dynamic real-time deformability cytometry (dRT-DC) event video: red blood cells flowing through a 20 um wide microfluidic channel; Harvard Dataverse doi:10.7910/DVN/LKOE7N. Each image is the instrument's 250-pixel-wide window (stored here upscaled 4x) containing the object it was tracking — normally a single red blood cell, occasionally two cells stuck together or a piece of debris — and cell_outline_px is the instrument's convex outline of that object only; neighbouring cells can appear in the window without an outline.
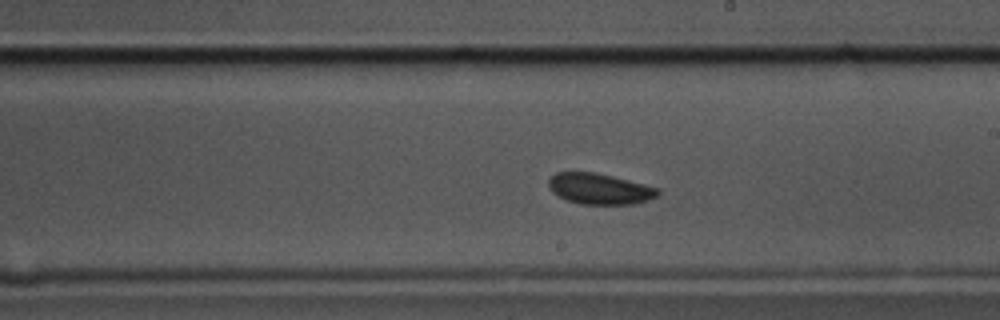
{"species": "common noctule bat (a hibernating species)", "species_latin": "Nyctalus noctula", "temperature_condition": "cold", "stored_images_in_passage": 53, "camera_frame_rate_fps": 3000, "um_per_image_px": 0.085, "animal": {"sex": "male", "body_mass_g": 17.5, "forearm_length_mm": 52.3}, "frame": {"image": 1, "passage_image": 28, "time_ms": 9.0, "image_size_px": [1000, 320], "cell_outline_px": [[660, 192], [656, 196], [648, 200], [636, 204], [580, 204], [568, 200], [552, 192], [548, 184], [548, 180], [556, 172], [592, 172], [612, 176], [660, 188]], "centroid_in_image_um": [50.98, 16.05], "position_along_channel_um": 238.0, "area_um2": 19.54}}
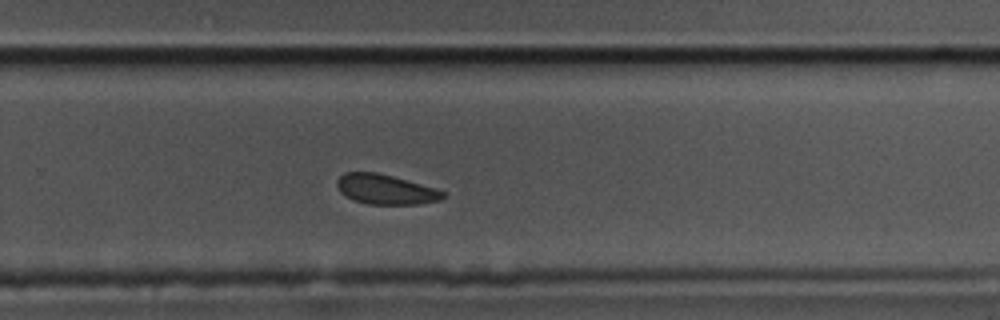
{"frame": {"image": 2, "passage_image": 33, "time_ms": 10.667, "image_size_px": [1000, 320], "cell_outline_px": [[448, 196], [440, 200], [420, 204], [368, 204], [352, 200], [344, 196], [340, 192], [336, 184], [336, 180], [344, 172], [376, 172], [392, 176], [436, 188], [448, 192]], "centroid_in_image_um": [32.79, 16.1], "position_along_channel_um": 297.0, "area_um2": 18.73}}
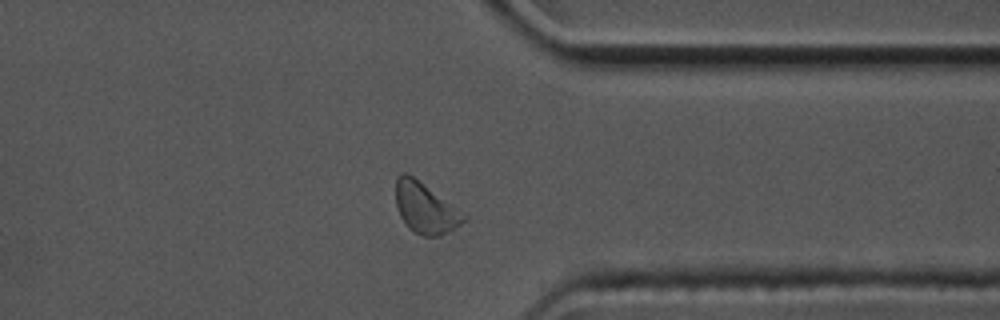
{"frame": {"image": 3, "passage_image": 40, "time_ms": 13.0, "image_size_px": [1000, 320], "cell_outline_px": [[468, 216], [460, 224], [448, 232], [436, 236], [424, 236], [408, 228], [400, 216], [396, 204], [396, 176], [400, 172], [408, 172], [468, 212]], "centroid_in_image_um": [36.2, 17.62], "position_along_channel_um": 375.2, "area_um2": 20.75}, "authors_computed_cell_mechanics": {"area_um2": 20.1144, "velocity_mm_per_s": 3.5326, "shape_relaxation_time_tau1_ms": 1.982, "shape_relaxation_time_tau2_ms": null, "deformation_change_tau1": 0.043, "deformation_change_tau2": null}}